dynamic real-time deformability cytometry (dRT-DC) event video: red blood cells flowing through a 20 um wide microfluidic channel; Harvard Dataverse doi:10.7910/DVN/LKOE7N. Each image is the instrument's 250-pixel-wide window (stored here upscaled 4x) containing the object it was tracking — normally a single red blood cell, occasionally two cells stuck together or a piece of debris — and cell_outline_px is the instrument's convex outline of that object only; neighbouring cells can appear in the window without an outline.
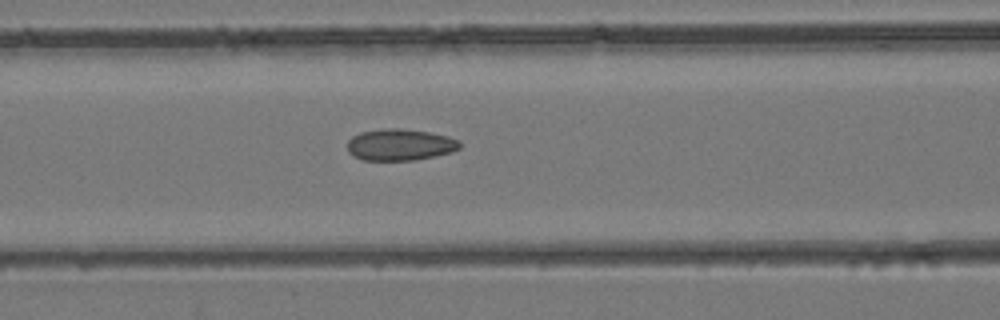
{"species": "common noctule bat (a hibernating species)", "species_latin": "Nyctalus noctula", "temperature_condition": "room temperature", "stored_images_in_passage": 41, "camera_frame_rate_fps": 3000, "um_per_image_px": 0.085, "animal": {"sex": "female", "body_mass_g": 24.6, "forearm_length_mm": 56.2}, "frame": {"image": 1, "passage_image": 17, "time_ms": 5.333, "image_size_px": [1000, 320], "cell_outline_px": [[460, 148], [452, 152], [412, 160], [364, 160], [352, 156], [348, 152], [348, 140], [352, 136], [360, 132], [384, 128], [400, 128], [428, 132], [448, 136], [460, 140]], "centroid_in_image_um": [33.98, 12.29], "position_along_channel_um": 132.6, "area_um2": 20.69}}
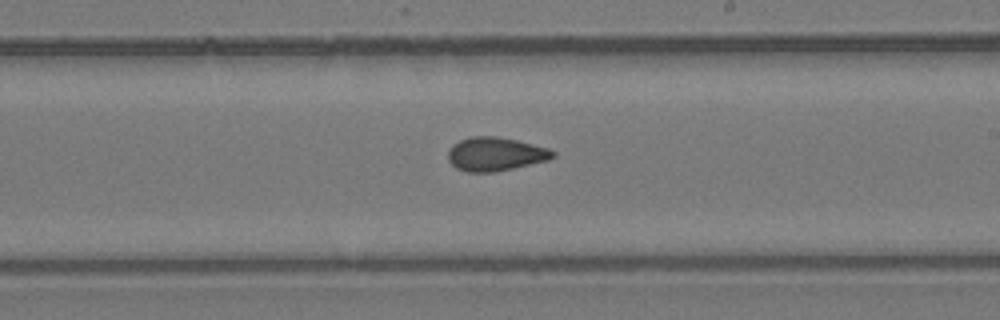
{"frame": {"image": 2, "passage_image": 24, "time_ms": 7.667, "image_size_px": [1000, 320], "cell_outline_px": [[556, 156], [548, 160], [496, 172], [468, 172], [456, 168], [448, 160], [448, 148], [452, 144], [460, 140], [472, 136], [496, 136], [516, 140], [548, 148], [556, 152]], "centroid_in_image_um": [42.09, 13.09], "position_along_channel_um": 246.9, "area_um2": 20.63}}
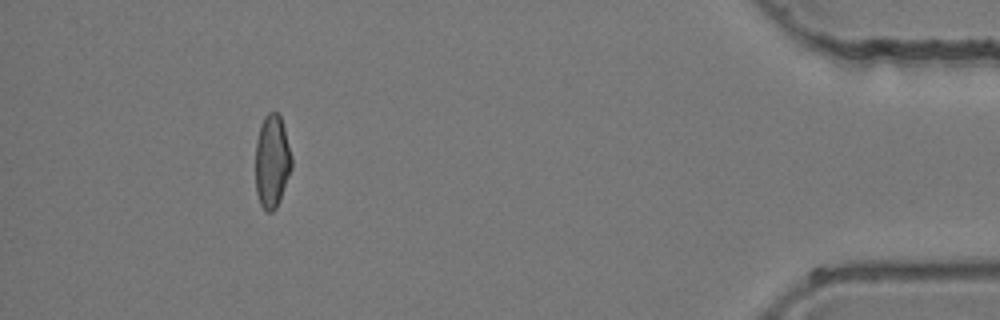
{"frame": {"image": 3, "passage_image": 38, "time_ms": 12.333, "image_size_px": [1000, 320], "cell_outline_px": [[292, 168], [280, 200], [276, 208], [272, 212], [264, 212], [260, 204], [256, 192], [256, 140], [260, 124], [264, 116], [268, 112], [276, 112], [280, 116], [284, 128], [292, 156]], "centroid_in_image_um": [23.12, 13.73], "position_along_channel_um": 412.1, "area_um2": 19.83}}